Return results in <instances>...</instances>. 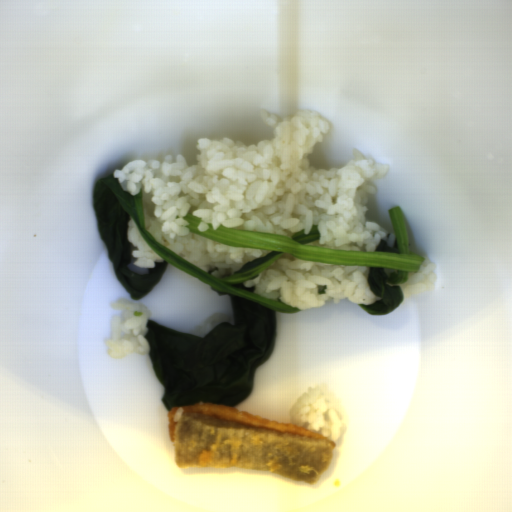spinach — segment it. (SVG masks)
I'll return each mask as SVG.
<instances>
[{
	"label": "spinach",
	"mask_w": 512,
	"mask_h": 512,
	"mask_svg": "<svg viewBox=\"0 0 512 512\" xmlns=\"http://www.w3.org/2000/svg\"><path fill=\"white\" fill-rule=\"evenodd\" d=\"M93 207L98 220V233L108 250L114 272L130 298L140 299L151 293L163 277L168 264L204 282L219 296H229L233 324L224 322L204 338L181 333L158 325L148 319L145 339L153 370L164 391L162 402L168 411L172 407H189L198 403L234 407L244 400L253 388L255 371L272 355L276 343V315L298 313L280 299H266L254 293V287L244 282L255 279L263 270L285 254L298 259L329 264L369 267L367 281L370 290L379 297L373 304H358L370 316L385 315L399 307L405 298L400 284L410 273L420 272L425 257L410 252L407 225L401 208H389L395 235L392 246L380 239L375 251H345L322 246L306 245L320 239L318 224L309 233L296 231L293 236L224 227L217 229L209 223L199 231L202 220L186 214L189 233L219 244L247 249L271 250L263 257L248 261L230 277L211 275L180 257L159 242L145 227L143 187L138 194L124 191L119 178L113 174L96 181ZM133 218L150 247L164 262H155L152 269L133 265L127 242V222Z\"/></svg>",
	"instance_id": "spinach-1"
}]
</instances>
